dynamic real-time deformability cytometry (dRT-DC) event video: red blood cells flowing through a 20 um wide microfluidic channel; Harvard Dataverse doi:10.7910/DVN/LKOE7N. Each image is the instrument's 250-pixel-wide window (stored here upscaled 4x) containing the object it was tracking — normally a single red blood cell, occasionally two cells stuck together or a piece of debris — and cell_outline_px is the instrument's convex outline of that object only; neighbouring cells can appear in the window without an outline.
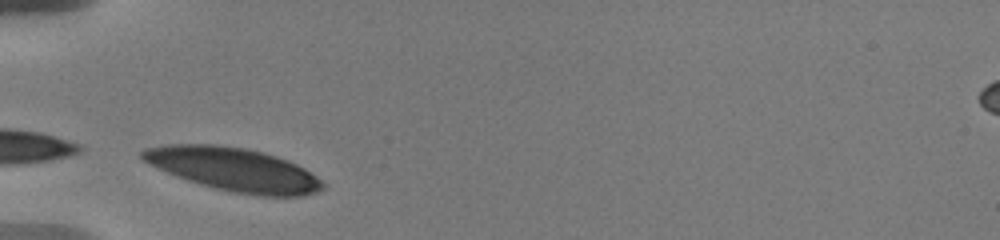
{"species": "human", "species_latin": "Homo sapiens", "temperature_condition": "warm", "stored_images_in_passage": 2, "camera_frame_rate_fps": 3000, "um_per_image_px": 0.085, "donor": {"sex": "male"}, "frame": {"image": 1, "passage_image": 1, "time_ms": 0.0, "image_size_px": [1000, 240], "cell_outline_px": [[324, 188], [316, 192], [304, 196], [260, 196], [236, 192], [216, 188], [200, 184], [176, 176], [144, 160], [140, 156], [140, 152], [144, 148], [168, 144], [216, 144], [244, 148], [264, 152], [288, 160], [304, 168], [316, 176], [324, 184]], "centroid_in_image_um": [19.89, 14.39], "position_along_channel_um": 65.1, "area_um2": 45.2}}